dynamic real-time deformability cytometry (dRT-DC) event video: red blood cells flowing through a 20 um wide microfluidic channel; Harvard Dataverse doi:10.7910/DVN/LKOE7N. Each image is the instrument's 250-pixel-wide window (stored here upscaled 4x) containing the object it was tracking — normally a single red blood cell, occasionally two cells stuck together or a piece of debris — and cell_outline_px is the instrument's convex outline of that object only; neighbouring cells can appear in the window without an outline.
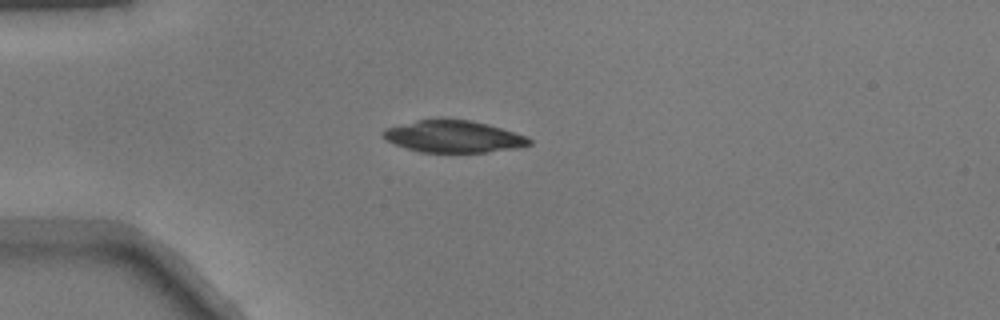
{"species": "common noctule bat (a hibernating species)", "species_latin": "Nyctalus noctula", "temperature_condition": "warm", "stored_images_in_passage": 38, "camera_frame_rate_fps": 3000, "um_per_image_px": 0.085, "animal": {"sex": "male", "body_mass_g": 17.9}, "frame": {"image": 1, "passage_image": 1, "time_ms": 0.0, "image_size_px": [1000, 320], "cell_outline_px": [[532, 144], [516, 148], [484, 152], [420, 152], [396, 144], [388, 140], [380, 132], [384, 128], [416, 120], [436, 116], [440, 116], [472, 120], [488, 124], [528, 136], [532, 140]], "centroid_in_image_um": [38.54, 11.56], "position_along_channel_um": 46.5, "area_um2": 27.8}}
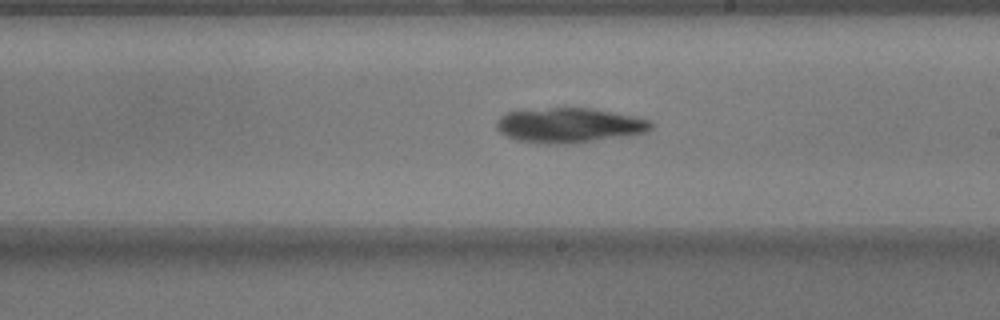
{"frame": {"image": 2, "passage_image": 17, "time_ms": 5.333, "image_size_px": [1000, 320], "cell_outline_px": [[652, 128], [648, 132], [628, 136], [572, 144], [544, 144], [516, 140], [504, 136], [496, 128], [496, 120], [500, 116], [508, 112], [548, 108], [592, 108], [636, 116], [652, 120]], "centroid_in_image_um": [48.41, 10.66], "position_along_channel_um": 240.6, "area_um2": 31.85}}
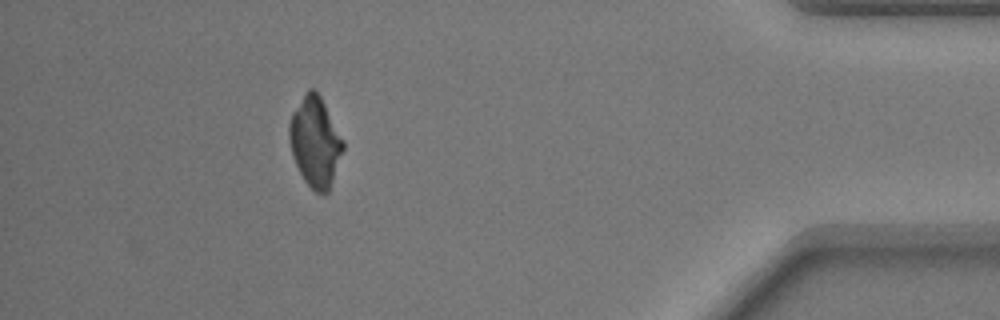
{"frame": {"image": 3, "passage_image": 33, "time_ms": 10.667, "image_size_px": [1000, 320], "cell_outline_px": [[344, 148], [328, 192], [316, 192], [304, 180], [292, 156], [288, 140], [288, 124], [292, 112], [304, 92], [308, 88], [316, 88], [344, 140]], "centroid_in_image_um": [26.76, 11.99], "position_along_channel_um": 408.4, "area_um2": 28.26}}